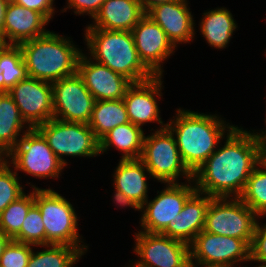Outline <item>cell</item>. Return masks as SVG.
Wrapping results in <instances>:
<instances>
[{
  "instance_id": "d6986e66",
  "label": "cell",
  "mask_w": 266,
  "mask_h": 267,
  "mask_svg": "<svg viewBox=\"0 0 266 267\" xmlns=\"http://www.w3.org/2000/svg\"><path fill=\"white\" fill-rule=\"evenodd\" d=\"M48 23L41 13L9 1L2 34L7 44L18 45L47 33L45 26Z\"/></svg>"
},
{
  "instance_id": "9c48e42d",
  "label": "cell",
  "mask_w": 266,
  "mask_h": 267,
  "mask_svg": "<svg viewBox=\"0 0 266 267\" xmlns=\"http://www.w3.org/2000/svg\"><path fill=\"white\" fill-rule=\"evenodd\" d=\"M9 164H13L16 172L23 171L42 179L59 178L66 167L36 128L20 137L19 143L9 152Z\"/></svg>"
},
{
  "instance_id": "ba28073f",
  "label": "cell",
  "mask_w": 266,
  "mask_h": 267,
  "mask_svg": "<svg viewBox=\"0 0 266 267\" xmlns=\"http://www.w3.org/2000/svg\"><path fill=\"white\" fill-rule=\"evenodd\" d=\"M47 140L59 160L67 166L64 156L95 157L99 153V140L88 124L51 119L36 128Z\"/></svg>"
},
{
  "instance_id": "7a4b0ae2",
  "label": "cell",
  "mask_w": 266,
  "mask_h": 267,
  "mask_svg": "<svg viewBox=\"0 0 266 267\" xmlns=\"http://www.w3.org/2000/svg\"><path fill=\"white\" fill-rule=\"evenodd\" d=\"M176 111L174 119L166 124L176 139L184 165L194 174L215 152L218 144L227 135L225 133H229L235 125L222 120L217 114H204L181 108Z\"/></svg>"
},
{
  "instance_id": "44dd1931",
  "label": "cell",
  "mask_w": 266,
  "mask_h": 267,
  "mask_svg": "<svg viewBox=\"0 0 266 267\" xmlns=\"http://www.w3.org/2000/svg\"><path fill=\"white\" fill-rule=\"evenodd\" d=\"M144 15L141 0H106L86 28L132 31Z\"/></svg>"
},
{
  "instance_id": "e0dca14e",
  "label": "cell",
  "mask_w": 266,
  "mask_h": 267,
  "mask_svg": "<svg viewBox=\"0 0 266 267\" xmlns=\"http://www.w3.org/2000/svg\"><path fill=\"white\" fill-rule=\"evenodd\" d=\"M78 75L95 100H119L125 96L132 82L125 76L82 53L78 61Z\"/></svg>"
},
{
  "instance_id": "f35d334b",
  "label": "cell",
  "mask_w": 266,
  "mask_h": 267,
  "mask_svg": "<svg viewBox=\"0 0 266 267\" xmlns=\"http://www.w3.org/2000/svg\"><path fill=\"white\" fill-rule=\"evenodd\" d=\"M8 3H9V0H0V32H2L3 30L5 10H6Z\"/></svg>"
},
{
  "instance_id": "5bb4252c",
  "label": "cell",
  "mask_w": 266,
  "mask_h": 267,
  "mask_svg": "<svg viewBox=\"0 0 266 267\" xmlns=\"http://www.w3.org/2000/svg\"><path fill=\"white\" fill-rule=\"evenodd\" d=\"M7 92L31 129L54 118L51 83L27 76Z\"/></svg>"
},
{
  "instance_id": "30bf717a",
  "label": "cell",
  "mask_w": 266,
  "mask_h": 267,
  "mask_svg": "<svg viewBox=\"0 0 266 267\" xmlns=\"http://www.w3.org/2000/svg\"><path fill=\"white\" fill-rule=\"evenodd\" d=\"M191 267H235L250 261V245L243 239L202 230L189 244Z\"/></svg>"
},
{
  "instance_id": "83f0119b",
  "label": "cell",
  "mask_w": 266,
  "mask_h": 267,
  "mask_svg": "<svg viewBox=\"0 0 266 267\" xmlns=\"http://www.w3.org/2000/svg\"><path fill=\"white\" fill-rule=\"evenodd\" d=\"M27 77L19 45L7 44L0 51V91H8Z\"/></svg>"
},
{
  "instance_id": "ac0fdd59",
  "label": "cell",
  "mask_w": 266,
  "mask_h": 267,
  "mask_svg": "<svg viewBox=\"0 0 266 267\" xmlns=\"http://www.w3.org/2000/svg\"><path fill=\"white\" fill-rule=\"evenodd\" d=\"M187 0H175L150 7L147 14L166 33L175 47L193 41L195 22Z\"/></svg>"
},
{
  "instance_id": "ee69618b",
  "label": "cell",
  "mask_w": 266,
  "mask_h": 267,
  "mask_svg": "<svg viewBox=\"0 0 266 267\" xmlns=\"http://www.w3.org/2000/svg\"><path fill=\"white\" fill-rule=\"evenodd\" d=\"M7 45L2 32H0V51Z\"/></svg>"
},
{
  "instance_id": "603a6c76",
  "label": "cell",
  "mask_w": 266,
  "mask_h": 267,
  "mask_svg": "<svg viewBox=\"0 0 266 267\" xmlns=\"http://www.w3.org/2000/svg\"><path fill=\"white\" fill-rule=\"evenodd\" d=\"M144 136L143 129L131 122L119 125L99 140V153L104 154L114 146L122 152L121 159H139Z\"/></svg>"
},
{
  "instance_id": "7c38bea8",
  "label": "cell",
  "mask_w": 266,
  "mask_h": 267,
  "mask_svg": "<svg viewBox=\"0 0 266 267\" xmlns=\"http://www.w3.org/2000/svg\"><path fill=\"white\" fill-rule=\"evenodd\" d=\"M136 267H191L189 245L161 233L134 234Z\"/></svg>"
},
{
  "instance_id": "8fae6325",
  "label": "cell",
  "mask_w": 266,
  "mask_h": 267,
  "mask_svg": "<svg viewBox=\"0 0 266 267\" xmlns=\"http://www.w3.org/2000/svg\"><path fill=\"white\" fill-rule=\"evenodd\" d=\"M165 185V189L158 191V195L152 201L147 200L140 207L143 212L140 218L142 232L162 233L168 224L176 219L177 214H180L186 201L197 191L193 180L188 181V184L183 182Z\"/></svg>"
},
{
  "instance_id": "cb8c5ba5",
  "label": "cell",
  "mask_w": 266,
  "mask_h": 267,
  "mask_svg": "<svg viewBox=\"0 0 266 267\" xmlns=\"http://www.w3.org/2000/svg\"><path fill=\"white\" fill-rule=\"evenodd\" d=\"M202 18L199 29L207 43L216 49L226 48L238 27L232 13L221 7L204 12Z\"/></svg>"
},
{
  "instance_id": "4316f807",
  "label": "cell",
  "mask_w": 266,
  "mask_h": 267,
  "mask_svg": "<svg viewBox=\"0 0 266 267\" xmlns=\"http://www.w3.org/2000/svg\"><path fill=\"white\" fill-rule=\"evenodd\" d=\"M42 251L32 250L27 267H73L84 255L80 248L68 245H45Z\"/></svg>"
},
{
  "instance_id": "5b68a950",
  "label": "cell",
  "mask_w": 266,
  "mask_h": 267,
  "mask_svg": "<svg viewBox=\"0 0 266 267\" xmlns=\"http://www.w3.org/2000/svg\"><path fill=\"white\" fill-rule=\"evenodd\" d=\"M31 186L34 188V204L41 212L45 227L46 245H68L85 253L88 246L81 244L84 242L79 236L78 217L73 205L51 188Z\"/></svg>"
},
{
  "instance_id": "f6af8a7d",
  "label": "cell",
  "mask_w": 266,
  "mask_h": 267,
  "mask_svg": "<svg viewBox=\"0 0 266 267\" xmlns=\"http://www.w3.org/2000/svg\"><path fill=\"white\" fill-rule=\"evenodd\" d=\"M256 267H266V265H262V264H260V265H258V266H256Z\"/></svg>"
},
{
  "instance_id": "d590c367",
  "label": "cell",
  "mask_w": 266,
  "mask_h": 267,
  "mask_svg": "<svg viewBox=\"0 0 266 267\" xmlns=\"http://www.w3.org/2000/svg\"><path fill=\"white\" fill-rule=\"evenodd\" d=\"M18 5L24 6L41 13L49 22L55 14L54 0H12Z\"/></svg>"
},
{
  "instance_id": "1f68e13d",
  "label": "cell",
  "mask_w": 266,
  "mask_h": 267,
  "mask_svg": "<svg viewBox=\"0 0 266 267\" xmlns=\"http://www.w3.org/2000/svg\"><path fill=\"white\" fill-rule=\"evenodd\" d=\"M8 163L0 168V213L12 202L24 194L17 172Z\"/></svg>"
},
{
  "instance_id": "52a82bcc",
  "label": "cell",
  "mask_w": 266,
  "mask_h": 267,
  "mask_svg": "<svg viewBox=\"0 0 266 267\" xmlns=\"http://www.w3.org/2000/svg\"><path fill=\"white\" fill-rule=\"evenodd\" d=\"M258 218L239 197L212 198L204 231L243 239L251 246Z\"/></svg>"
},
{
  "instance_id": "3957f363",
  "label": "cell",
  "mask_w": 266,
  "mask_h": 267,
  "mask_svg": "<svg viewBox=\"0 0 266 267\" xmlns=\"http://www.w3.org/2000/svg\"><path fill=\"white\" fill-rule=\"evenodd\" d=\"M48 31L19 45L27 76L53 83L77 73L82 49L69 39Z\"/></svg>"
},
{
  "instance_id": "60d3db41",
  "label": "cell",
  "mask_w": 266,
  "mask_h": 267,
  "mask_svg": "<svg viewBox=\"0 0 266 267\" xmlns=\"http://www.w3.org/2000/svg\"><path fill=\"white\" fill-rule=\"evenodd\" d=\"M12 239L0 231V257L4 252L5 247Z\"/></svg>"
},
{
  "instance_id": "ab89813d",
  "label": "cell",
  "mask_w": 266,
  "mask_h": 267,
  "mask_svg": "<svg viewBox=\"0 0 266 267\" xmlns=\"http://www.w3.org/2000/svg\"><path fill=\"white\" fill-rule=\"evenodd\" d=\"M8 158H9V152L0 145V168L5 167L9 163Z\"/></svg>"
},
{
  "instance_id": "277c9868",
  "label": "cell",
  "mask_w": 266,
  "mask_h": 267,
  "mask_svg": "<svg viewBox=\"0 0 266 267\" xmlns=\"http://www.w3.org/2000/svg\"><path fill=\"white\" fill-rule=\"evenodd\" d=\"M85 42L91 59L125 76L132 83L155 76L141 61L131 31L87 28Z\"/></svg>"
},
{
  "instance_id": "2e32d148",
  "label": "cell",
  "mask_w": 266,
  "mask_h": 267,
  "mask_svg": "<svg viewBox=\"0 0 266 267\" xmlns=\"http://www.w3.org/2000/svg\"><path fill=\"white\" fill-rule=\"evenodd\" d=\"M161 79L162 76H154L143 82L132 83L127 88L123 101L132 124L142 128L145 123L158 122L160 129L167 127L161 120L157 103V97L162 96Z\"/></svg>"
},
{
  "instance_id": "7bdbcfd3",
  "label": "cell",
  "mask_w": 266,
  "mask_h": 267,
  "mask_svg": "<svg viewBox=\"0 0 266 267\" xmlns=\"http://www.w3.org/2000/svg\"><path fill=\"white\" fill-rule=\"evenodd\" d=\"M266 119V118H265ZM265 123H266V120H265ZM253 132V135L256 137V139L260 142V143H262L263 141H266V130L265 131H262V130H260L261 132L260 133H258V132H256V133H254L255 132V130H252Z\"/></svg>"
},
{
  "instance_id": "f546056e",
  "label": "cell",
  "mask_w": 266,
  "mask_h": 267,
  "mask_svg": "<svg viewBox=\"0 0 266 267\" xmlns=\"http://www.w3.org/2000/svg\"><path fill=\"white\" fill-rule=\"evenodd\" d=\"M34 205V188L10 203L0 213V231L13 239L19 232L29 209Z\"/></svg>"
},
{
  "instance_id": "74e56055",
  "label": "cell",
  "mask_w": 266,
  "mask_h": 267,
  "mask_svg": "<svg viewBox=\"0 0 266 267\" xmlns=\"http://www.w3.org/2000/svg\"><path fill=\"white\" fill-rule=\"evenodd\" d=\"M175 0H141L142 7L144 11L146 12L150 7L160 4V3H166L171 2Z\"/></svg>"
},
{
  "instance_id": "8992f818",
  "label": "cell",
  "mask_w": 266,
  "mask_h": 267,
  "mask_svg": "<svg viewBox=\"0 0 266 267\" xmlns=\"http://www.w3.org/2000/svg\"><path fill=\"white\" fill-rule=\"evenodd\" d=\"M140 159L153 180L158 182L178 183L180 175L187 182L193 180V174L184 165L176 139L168 127L158 128L151 136H144Z\"/></svg>"
},
{
  "instance_id": "d6a6232c",
  "label": "cell",
  "mask_w": 266,
  "mask_h": 267,
  "mask_svg": "<svg viewBox=\"0 0 266 267\" xmlns=\"http://www.w3.org/2000/svg\"><path fill=\"white\" fill-rule=\"evenodd\" d=\"M33 245L11 240L0 257V267H27Z\"/></svg>"
},
{
  "instance_id": "7402d4cb",
  "label": "cell",
  "mask_w": 266,
  "mask_h": 267,
  "mask_svg": "<svg viewBox=\"0 0 266 267\" xmlns=\"http://www.w3.org/2000/svg\"><path fill=\"white\" fill-rule=\"evenodd\" d=\"M115 169L114 188L123 192L141 207L148 200L149 186L146 175H150L144 162L140 158L120 159Z\"/></svg>"
},
{
  "instance_id": "836d02e7",
  "label": "cell",
  "mask_w": 266,
  "mask_h": 267,
  "mask_svg": "<svg viewBox=\"0 0 266 267\" xmlns=\"http://www.w3.org/2000/svg\"><path fill=\"white\" fill-rule=\"evenodd\" d=\"M258 262L266 265V223L257 222L253 240L250 246V262Z\"/></svg>"
},
{
  "instance_id": "4dcf8cb0",
  "label": "cell",
  "mask_w": 266,
  "mask_h": 267,
  "mask_svg": "<svg viewBox=\"0 0 266 267\" xmlns=\"http://www.w3.org/2000/svg\"><path fill=\"white\" fill-rule=\"evenodd\" d=\"M12 240L30 244L34 247L46 245V232L41 212L35 204L24 218L20 232Z\"/></svg>"
},
{
  "instance_id": "d4e9b609",
  "label": "cell",
  "mask_w": 266,
  "mask_h": 267,
  "mask_svg": "<svg viewBox=\"0 0 266 267\" xmlns=\"http://www.w3.org/2000/svg\"><path fill=\"white\" fill-rule=\"evenodd\" d=\"M25 127L27 130H24ZM30 129L12 96L6 91H0V145L10 152L19 143L20 135Z\"/></svg>"
},
{
  "instance_id": "f1b7e54d",
  "label": "cell",
  "mask_w": 266,
  "mask_h": 267,
  "mask_svg": "<svg viewBox=\"0 0 266 267\" xmlns=\"http://www.w3.org/2000/svg\"><path fill=\"white\" fill-rule=\"evenodd\" d=\"M260 218L266 216V166L260 161L239 197Z\"/></svg>"
},
{
  "instance_id": "484cf974",
  "label": "cell",
  "mask_w": 266,
  "mask_h": 267,
  "mask_svg": "<svg viewBox=\"0 0 266 267\" xmlns=\"http://www.w3.org/2000/svg\"><path fill=\"white\" fill-rule=\"evenodd\" d=\"M128 122L130 121L122 98L119 100H96L88 125L95 137L100 140L110 130Z\"/></svg>"
},
{
  "instance_id": "b9f144b4",
  "label": "cell",
  "mask_w": 266,
  "mask_h": 267,
  "mask_svg": "<svg viewBox=\"0 0 266 267\" xmlns=\"http://www.w3.org/2000/svg\"><path fill=\"white\" fill-rule=\"evenodd\" d=\"M260 160L266 166V141L260 143Z\"/></svg>"
},
{
  "instance_id": "8d00e7d4",
  "label": "cell",
  "mask_w": 266,
  "mask_h": 267,
  "mask_svg": "<svg viewBox=\"0 0 266 267\" xmlns=\"http://www.w3.org/2000/svg\"><path fill=\"white\" fill-rule=\"evenodd\" d=\"M113 195V201L116 203L118 206L122 207H131L134 208V210L141 211L140 206L135 203L131 198H129L127 195H125L123 192L118 191L115 189Z\"/></svg>"
},
{
  "instance_id": "6da1fadb",
  "label": "cell",
  "mask_w": 266,
  "mask_h": 267,
  "mask_svg": "<svg viewBox=\"0 0 266 267\" xmlns=\"http://www.w3.org/2000/svg\"><path fill=\"white\" fill-rule=\"evenodd\" d=\"M235 126L227 133L224 146L193 174L196 190L213 198L240 197L260 160V142L252 131ZM220 147V148H219Z\"/></svg>"
},
{
  "instance_id": "ffe728a7",
  "label": "cell",
  "mask_w": 266,
  "mask_h": 267,
  "mask_svg": "<svg viewBox=\"0 0 266 267\" xmlns=\"http://www.w3.org/2000/svg\"><path fill=\"white\" fill-rule=\"evenodd\" d=\"M213 197L196 191L185 203L180 214L161 233L188 245L204 230L206 212Z\"/></svg>"
},
{
  "instance_id": "9a60e30c",
  "label": "cell",
  "mask_w": 266,
  "mask_h": 267,
  "mask_svg": "<svg viewBox=\"0 0 266 267\" xmlns=\"http://www.w3.org/2000/svg\"><path fill=\"white\" fill-rule=\"evenodd\" d=\"M131 32L143 64L155 76H163L162 64L176 49L164 30L145 14Z\"/></svg>"
},
{
  "instance_id": "e575fe53",
  "label": "cell",
  "mask_w": 266,
  "mask_h": 267,
  "mask_svg": "<svg viewBox=\"0 0 266 267\" xmlns=\"http://www.w3.org/2000/svg\"><path fill=\"white\" fill-rule=\"evenodd\" d=\"M105 1L106 0H67V7H65L62 12H66L67 9H74L75 14H87L93 19L100 11Z\"/></svg>"
},
{
  "instance_id": "4fadbf2b",
  "label": "cell",
  "mask_w": 266,
  "mask_h": 267,
  "mask_svg": "<svg viewBox=\"0 0 266 267\" xmlns=\"http://www.w3.org/2000/svg\"><path fill=\"white\" fill-rule=\"evenodd\" d=\"M51 85L54 118L88 124L96 100L78 73L57 80Z\"/></svg>"
}]
</instances>
